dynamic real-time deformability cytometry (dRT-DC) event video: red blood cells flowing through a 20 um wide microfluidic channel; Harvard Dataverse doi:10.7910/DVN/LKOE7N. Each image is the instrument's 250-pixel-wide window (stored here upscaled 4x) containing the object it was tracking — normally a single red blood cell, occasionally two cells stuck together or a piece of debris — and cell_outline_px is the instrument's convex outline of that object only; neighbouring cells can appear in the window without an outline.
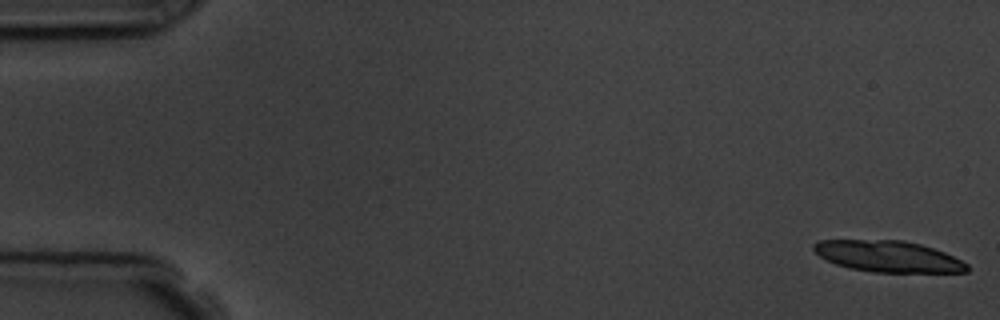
{"species": "common noctule bat (a hibernating species)", "species_latin": "Nyctalus noctula", "temperature_condition": "room temperature", "stored_images_in_passage": 11, "camera_frame_rate_fps": 3000, "um_per_image_px": 0.085, "animal": {"sex": "male", "body_mass_g": 19.5, "forearm_length_mm": 54.6}, "frame": {"image": 1, "passage_image": 1, "time_ms": 0.0, "image_size_px": [1000, 320], "cell_outline_px": [[968, 272], [872, 272], [848, 268], [836, 264], [820, 256], [812, 248], [812, 244], [816, 240], [904, 240], [920, 244], [944, 252], [968, 264]], "centroid_in_image_um": [75.46, 21.79], "position_along_channel_um": 9.5, "area_um2": 27.86}}